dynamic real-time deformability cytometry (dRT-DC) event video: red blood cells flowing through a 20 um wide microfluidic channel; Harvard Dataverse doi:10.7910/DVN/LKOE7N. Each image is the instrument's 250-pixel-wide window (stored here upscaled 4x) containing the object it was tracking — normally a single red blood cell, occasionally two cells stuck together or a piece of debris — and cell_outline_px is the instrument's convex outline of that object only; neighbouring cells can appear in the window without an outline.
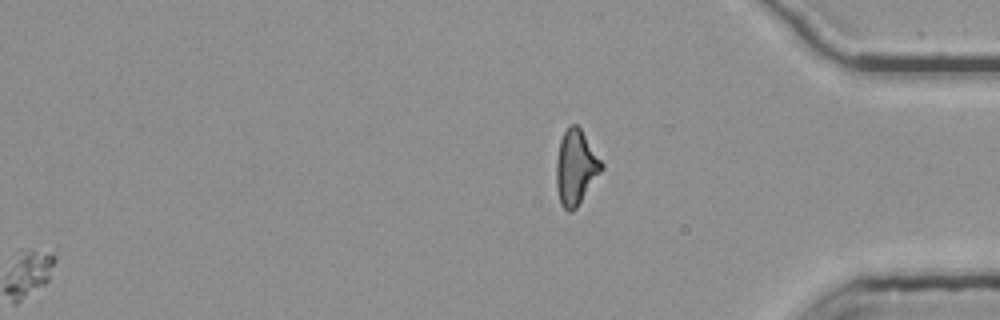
{"species": "common noctule bat (a hibernating species)", "species_latin": "Nyctalus noctula", "temperature_condition": "room temperature", "stored_images_in_passage": 56, "segment_of_instrument_passage": [2, 2], "camera_frame_rate_fps": 3000, "um_per_image_px": 0.085, "animal": {"sex": "female", "body_mass_g": 25.1}, "frame": {"image": 1, "passage_image": 56, "time_ms": 18.333, "image_size_px": [1000, 320], "cell_outline_px": [[604, 168], [576, 208], [572, 212], [568, 212], [560, 204], [556, 188], [556, 160], [560, 140], [568, 124], [576, 124], [580, 128], [604, 164]], "centroid_in_image_um": [48.93, 14.23], "position_along_channel_um": 386.3, "area_um2": 19.83}}